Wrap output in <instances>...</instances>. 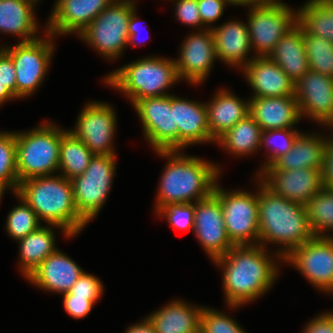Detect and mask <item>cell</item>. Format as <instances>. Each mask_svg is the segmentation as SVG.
<instances>
[{"label":"cell","instance_id":"obj_49","mask_svg":"<svg viewBox=\"0 0 333 333\" xmlns=\"http://www.w3.org/2000/svg\"><path fill=\"white\" fill-rule=\"evenodd\" d=\"M125 333H157L149 319L146 317L145 320L140 323L131 325L127 328Z\"/></svg>","mask_w":333,"mask_h":333},{"label":"cell","instance_id":"obj_27","mask_svg":"<svg viewBox=\"0 0 333 333\" xmlns=\"http://www.w3.org/2000/svg\"><path fill=\"white\" fill-rule=\"evenodd\" d=\"M211 137L216 141L249 114V100L242 101L227 89H221L205 103Z\"/></svg>","mask_w":333,"mask_h":333},{"label":"cell","instance_id":"obj_12","mask_svg":"<svg viewBox=\"0 0 333 333\" xmlns=\"http://www.w3.org/2000/svg\"><path fill=\"white\" fill-rule=\"evenodd\" d=\"M296 268L314 287L333 294V237H317L293 249L282 262Z\"/></svg>","mask_w":333,"mask_h":333},{"label":"cell","instance_id":"obj_24","mask_svg":"<svg viewBox=\"0 0 333 333\" xmlns=\"http://www.w3.org/2000/svg\"><path fill=\"white\" fill-rule=\"evenodd\" d=\"M214 42L216 59L222 60L229 66L242 69L252 59L248 58L252 46L248 25L243 21H228L220 26L211 28Z\"/></svg>","mask_w":333,"mask_h":333},{"label":"cell","instance_id":"obj_37","mask_svg":"<svg viewBox=\"0 0 333 333\" xmlns=\"http://www.w3.org/2000/svg\"><path fill=\"white\" fill-rule=\"evenodd\" d=\"M0 181L16 193L19 186L16 169V132L0 131Z\"/></svg>","mask_w":333,"mask_h":333},{"label":"cell","instance_id":"obj_32","mask_svg":"<svg viewBox=\"0 0 333 333\" xmlns=\"http://www.w3.org/2000/svg\"><path fill=\"white\" fill-rule=\"evenodd\" d=\"M297 23L308 35L333 43V0H308L297 10Z\"/></svg>","mask_w":333,"mask_h":333},{"label":"cell","instance_id":"obj_38","mask_svg":"<svg viewBox=\"0 0 333 333\" xmlns=\"http://www.w3.org/2000/svg\"><path fill=\"white\" fill-rule=\"evenodd\" d=\"M300 132L292 128L262 131L261 148L270 149L267 161L259 169L257 175L266 167H269L278 157L286 154L293 145L295 138Z\"/></svg>","mask_w":333,"mask_h":333},{"label":"cell","instance_id":"obj_15","mask_svg":"<svg viewBox=\"0 0 333 333\" xmlns=\"http://www.w3.org/2000/svg\"><path fill=\"white\" fill-rule=\"evenodd\" d=\"M295 98L301 118L308 116L333 129L332 77L309 70L295 83Z\"/></svg>","mask_w":333,"mask_h":333},{"label":"cell","instance_id":"obj_16","mask_svg":"<svg viewBox=\"0 0 333 333\" xmlns=\"http://www.w3.org/2000/svg\"><path fill=\"white\" fill-rule=\"evenodd\" d=\"M193 232L212 261L234 246L226 233L220 200L214 194L195 202Z\"/></svg>","mask_w":333,"mask_h":333},{"label":"cell","instance_id":"obj_23","mask_svg":"<svg viewBox=\"0 0 333 333\" xmlns=\"http://www.w3.org/2000/svg\"><path fill=\"white\" fill-rule=\"evenodd\" d=\"M249 108L262 131L293 128L302 119L295 95L251 97Z\"/></svg>","mask_w":333,"mask_h":333},{"label":"cell","instance_id":"obj_19","mask_svg":"<svg viewBox=\"0 0 333 333\" xmlns=\"http://www.w3.org/2000/svg\"><path fill=\"white\" fill-rule=\"evenodd\" d=\"M115 0H56L45 32L55 37L79 35L106 7Z\"/></svg>","mask_w":333,"mask_h":333},{"label":"cell","instance_id":"obj_10","mask_svg":"<svg viewBox=\"0 0 333 333\" xmlns=\"http://www.w3.org/2000/svg\"><path fill=\"white\" fill-rule=\"evenodd\" d=\"M46 38L31 42H19L2 47L10 56L16 73V99L26 98L36 91L44 81L50 65L54 36L46 32Z\"/></svg>","mask_w":333,"mask_h":333},{"label":"cell","instance_id":"obj_35","mask_svg":"<svg viewBox=\"0 0 333 333\" xmlns=\"http://www.w3.org/2000/svg\"><path fill=\"white\" fill-rule=\"evenodd\" d=\"M303 39L310 70L333 78V43L304 30Z\"/></svg>","mask_w":333,"mask_h":333},{"label":"cell","instance_id":"obj_51","mask_svg":"<svg viewBox=\"0 0 333 333\" xmlns=\"http://www.w3.org/2000/svg\"><path fill=\"white\" fill-rule=\"evenodd\" d=\"M15 98L16 96L0 80V105L2 106L9 99Z\"/></svg>","mask_w":333,"mask_h":333},{"label":"cell","instance_id":"obj_22","mask_svg":"<svg viewBox=\"0 0 333 333\" xmlns=\"http://www.w3.org/2000/svg\"><path fill=\"white\" fill-rule=\"evenodd\" d=\"M83 273L76 262L56 249L27 280L42 290L64 294L70 291Z\"/></svg>","mask_w":333,"mask_h":333},{"label":"cell","instance_id":"obj_31","mask_svg":"<svg viewBox=\"0 0 333 333\" xmlns=\"http://www.w3.org/2000/svg\"><path fill=\"white\" fill-rule=\"evenodd\" d=\"M262 129L248 114L230 130L221 135L215 143L235 156H248L261 148Z\"/></svg>","mask_w":333,"mask_h":333},{"label":"cell","instance_id":"obj_30","mask_svg":"<svg viewBox=\"0 0 333 333\" xmlns=\"http://www.w3.org/2000/svg\"><path fill=\"white\" fill-rule=\"evenodd\" d=\"M48 226H40L35 231L29 233L26 237L18 240L19 242V259L20 271L25 278L31 275L35 269L50 255L57 247L55 246V234L53 227L61 229L63 235L68 238L70 236L62 227L47 224ZM49 226H52L51 228Z\"/></svg>","mask_w":333,"mask_h":333},{"label":"cell","instance_id":"obj_34","mask_svg":"<svg viewBox=\"0 0 333 333\" xmlns=\"http://www.w3.org/2000/svg\"><path fill=\"white\" fill-rule=\"evenodd\" d=\"M305 206L313 234L333 237L326 234L333 230V190L323 187Z\"/></svg>","mask_w":333,"mask_h":333},{"label":"cell","instance_id":"obj_7","mask_svg":"<svg viewBox=\"0 0 333 333\" xmlns=\"http://www.w3.org/2000/svg\"><path fill=\"white\" fill-rule=\"evenodd\" d=\"M133 0H115L79 33V38L102 57L117 59L128 45V21L136 9Z\"/></svg>","mask_w":333,"mask_h":333},{"label":"cell","instance_id":"obj_20","mask_svg":"<svg viewBox=\"0 0 333 333\" xmlns=\"http://www.w3.org/2000/svg\"><path fill=\"white\" fill-rule=\"evenodd\" d=\"M242 72L254 91L252 97L295 95V83L268 56H252V60L242 68Z\"/></svg>","mask_w":333,"mask_h":333},{"label":"cell","instance_id":"obj_43","mask_svg":"<svg viewBox=\"0 0 333 333\" xmlns=\"http://www.w3.org/2000/svg\"><path fill=\"white\" fill-rule=\"evenodd\" d=\"M197 2L202 24L206 25V29L212 28L213 22L221 18L225 6L230 4L227 0H197Z\"/></svg>","mask_w":333,"mask_h":333},{"label":"cell","instance_id":"obj_21","mask_svg":"<svg viewBox=\"0 0 333 333\" xmlns=\"http://www.w3.org/2000/svg\"><path fill=\"white\" fill-rule=\"evenodd\" d=\"M175 124L178 126V150L198 143L216 142L210 135L206 104L171 95Z\"/></svg>","mask_w":333,"mask_h":333},{"label":"cell","instance_id":"obj_3","mask_svg":"<svg viewBox=\"0 0 333 333\" xmlns=\"http://www.w3.org/2000/svg\"><path fill=\"white\" fill-rule=\"evenodd\" d=\"M180 151H156L168 158L157 190L156 212L169 205L195 203L214 193L220 176L219 166Z\"/></svg>","mask_w":333,"mask_h":333},{"label":"cell","instance_id":"obj_39","mask_svg":"<svg viewBox=\"0 0 333 333\" xmlns=\"http://www.w3.org/2000/svg\"><path fill=\"white\" fill-rule=\"evenodd\" d=\"M202 333H246L240 325L226 313L213 308L202 307L200 318Z\"/></svg>","mask_w":333,"mask_h":333},{"label":"cell","instance_id":"obj_4","mask_svg":"<svg viewBox=\"0 0 333 333\" xmlns=\"http://www.w3.org/2000/svg\"><path fill=\"white\" fill-rule=\"evenodd\" d=\"M16 193L36 212L39 220L62 227L70 236L87 222L79 215L71 180L62 175L40 176L19 183Z\"/></svg>","mask_w":333,"mask_h":333},{"label":"cell","instance_id":"obj_44","mask_svg":"<svg viewBox=\"0 0 333 333\" xmlns=\"http://www.w3.org/2000/svg\"><path fill=\"white\" fill-rule=\"evenodd\" d=\"M96 301L97 300L74 297V295H63V307L70 317L74 319H82L86 317L92 310Z\"/></svg>","mask_w":333,"mask_h":333},{"label":"cell","instance_id":"obj_5","mask_svg":"<svg viewBox=\"0 0 333 333\" xmlns=\"http://www.w3.org/2000/svg\"><path fill=\"white\" fill-rule=\"evenodd\" d=\"M104 83L120 90L132 105L148 97L169 95L166 90L179 80L173 59L147 57L118 68Z\"/></svg>","mask_w":333,"mask_h":333},{"label":"cell","instance_id":"obj_29","mask_svg":"<svg viewBox=\"0 0 333 333\" xmlns=\"http://www.w3.org/2000/svg\"><path fill=\"white\" fill-rule=\"evenodd\" d=\"M268 57L296 83L310 70L304 48L302 27L297 23L282 36Z\"/></svg>","mask_w":333,"mask_h":333},{"label":"cell","instance_id":"obj_42","mask_svg":"<svg viewBox=\"0 0 333 333\" xmlns=\"http://www.w3.org/2000/svg\"><path fill=\"white\" fill-rule=\"evenodd\" d=\"M175 5V15L180 22L198 28L201 26L200 30H204L197 0H177Z\"/></svg>","mask_w":333,"mask_h":333},{"label":"cell","instance_id":"obj_2","mask_svg":"<svg viewBox=\"0 0 333 333\" xmlns=\"http://www.w3.org/2000/svg\"><path fill=\"white\" fill-rule=\"evenodd\" d=\"M259 241L279 244L281 250L274 252V258L283 260L293 249L313 239L305 205L289 201L273 193L258 181ZM281 244V245H280Z\"/></svg>","mask_w":333,"mask_h":333},{"label":"cell","instance_id":"obj_9","mask_svg":"<svg viewBox=\"0 0 333 333\" xmlns=\"http://www.w3.org/2000/svg\"><path fill=\"white\" fill-rule=\"evenodd\" d=\"M213 194L220 200L226 233L231 243L234 246L258 244V192H228L217 183Z\"/></svg>","mask_w":333,"mask_h":333},{"label":"cell","instance_id":"obj_17","mask_svg":"<svg viewBox=\"0 0 333 333\" xmlns=\"http://www.w3.org/2000/svg\"><path fill=\"white\" fill-rule=\"evenodd\" d=\"M257 177L273 193L302 205L324 187L322 170L317 169L262 170Z\"/></svg>","mask_w":333,"mask_h":333},{"label":"cell","instance_id":"obj_36","mask_svg":"<svg viewBox=\"0 0 333 333\" xmlns=\"http://www.w3.org/2000/svg\"><path fill=\"white\" fill-rule=\"evenodd\" d=\"M15 194L21 203L9 212L5 227L9 236L18 241L38 229L42 224L36 212L22 197Z\"/></svg>","mask_w":333,"mask_h":333},{"label":"cell","instance_id":"obj_41","mask_svg":"<svg viewBox=\"0 0 333 333\" xmlns=\"http://www.w3.org/2000/svg\"><path fill=\"white\" fill-rule=\"evenodd\" d=\"M103 290V284L100 279L84 271L70 291L63 295H74V297L86 298L87 300H99Z\"/></svg>","mask_w":333,"mask_h":333},{"label":"cell","instance_id":"obj_13","mask_svg":"<svg viewBox=\"0 0 333 333\" xmlns=\"http://www.w3.org/2000/svg\"><path fill=\"white\" fill-rule=\"evenodd\" d=\"M133 106L142 122L143 134L155 151L178 150V126L171 109V94L144 98Z\"/></svg>","mask_w":333,"mask_h":333},{"label":"cell","instance_id":"obj_50","mask_svg":"<svg viewBox=\"0 0 333 333\" xmlns=\"http://www.w3.org/2000/svg\"><path fill=\"white\" fill-rule=\"evenodd\" d=\"M231 5H240V6H260L265 5L270 2H273L274 0H227Z\"/></svg>","mask_w":333,"mask_h":333},{"label":"cell","instance_id":"obj_52","mask_svg":"<svg viewBox=\"0 0 333 333\" xmlns=\"http://www.w3.org/2000/svg\"><path fill=\"white\" fill-rule=\"evenodd\" d=\"M6 189H9V188L3 182L0 181V202H1L2 195L4 194V191H6Z\"/></svg>","mask_w":333,"mask_h":333},{"label":"cell","instance_id":"obj_45","mask_svg":"<svg viewBox=\"0 0 333 333\" xmlns=\"http://www.w3.org/2000/svg\"><path fill=\"white\" fill-rule=\"evenodd\" d=\"M0 80L16 96V73L11 56L0 48Z\"/></svg>","mask_w":333,"mask_h":333},{"label":"cell","instance_id":"obj_48","mask_svg":"<svg viewBox=\"0 0 333 333\" xmlns=\"http://www.w3.org/2000/svg\"><path fill=\"white\" fill-rule=\"evenodd\" d=\"M139 18L136 16V9L131 13V16L128 21V33H129V40L128 45L132 44L133 46H137L138 43L135 40H139L137 37L140 33V24ZM138 38V39H137ZM137 43V44H136Z\"/></svg>","mask_w":333,"mask_h":333},{"label":"cell","instance_id":"obj_6","mask_svg":"<svg viewBox=\"0 0 333 333\" xmlns=\"http://www.w3.org/2000/svg\"><path fill=\"white\" fill-rule=\"evenodd\" d=\"M66 130L53 123L16 132V169L19 183L59 171L61 136Z\"/></svg>","mask_w":333,"mask_h":333},{"label":"cell","instance_id":"obj_47","mask_svg":"<svg viewBox=\"0 0 333 333\" xmlns=\"http://www.w3.org/2000/svg\"><path fill=\"white\" fill-rule=\"evenodd\" d=\"M333 131V130H331ZM333 133V132H332ZM330 134V138L327 136V146L324 154V163L322 169L323 186L330 190H333V134Z\"/></svg>","mask_w":333,"mask_h":333},{"label":"cell","instance_id":"obj_14","mask_svg":"<svg viewBox=\"0 0 333 333\" xmlns=\"http://www.w3.org/2000/svg\"><path fill=\"white\" fill-rule=\"evenodd\" d=\"M104 102H90L83 107L76 127L69 129L94 155H115L113 148L116 113Z\"/></svg>","mask_w":333,"mask_h":333},{"label":"cell","instance_id":"obj_46","mask_svg":"<svg viewBox=\"0 0 333 333\" xmlns=\"http://www.w3.org/2000/svg\"><path fill=\"white\" fill-rule=\"evenodd\" d=\"M302 333H333V312H325L312 318Z\"/></svg>","mask_w":333,"mask_h":333},{"label":"cell","instance_id":"obj_8","mask_svg":"<svg viewBox=\"0 0 333 333\" xmlns=\"http://www.w3.org/2000/svg\"><path fill=\"white\" fill-rule=\"evenodd\" d=\"M115 159L116 155H94L85 172L71 180L75 207L87 223L99 214L107 200L116 175Z\"/></svg>","mask_w":333,"mask_h":333},{"label":"cell","instance_id":"obj_33","mask_svg":"<svg viewBox=\"0 0 333 333\" xmlns=\"http://www.w3.org/2000/svg\"><path fill=\"white\" fill-rule=\"evenodd\" d=\"M93 156L94 154L79 138L66 130L61 136L59 174L69 180L82 175Z\"/></svg>","mask_w":333,"mask_h":333},{"label":"cell","instance_id":"obj_25","mask_svg":"<svg viewBox=\"0 0 333 333\" xmlns=\"http://www.w3.org/2000/svg\"><path fill=\"white\" fill-rule=\"evenodd\" d=\"M318 134L300 133L295 138L292 148L278 157L263 170L323 169L327 138Z\"/></svg>","mask_w":333,"mask_h":333},{"label":"cell","instance_id":"obj_18","mask_svg":"<svg viewBox=\"0 0 333 333\" xmlns=\"http://www.w3.org/2000/svg\"><path fill=\"white\" fill-rule=\"evenodd\" d=\"M181 46L179 58L174 59L179 80L201 84L217 58L212 30L204 28L188 35Z\"/></svg>","mask_w":333,"mask_h":333},{"label":"cell","instance_id":"obj_40","mask_svg":"<svg viewBox=\"0 0 333 333\" xmlns=\"http://www.w3.org/2000/svg\"><path fill=\"white\" fill-rule=\"evenodd\" d=\"M195 203H181L160 208L156 214L165 217L178 230H193Z\"/></svg>","mask_w":333,"mask_h":333},{"label":"cell","instance_id":"obj_1","mask_svg":"<svg viewBox=\"0 0 333 333\" xmlns=\"http://www.w3.org/2000/svg\"><path fill=\"white\" fill-rule=\"evenodd\" d=\"M261 244L235 245L213 261L223 268V290L228 307L238 308L266 293L277 280L278 266Z\"/></svg>","mask_w":333,"mask_h":333},{"label":"cell","instance_id":"obj_28","mask_svg":"<svg viewBox=\"0 0 333 333\" xmlns=\"http://www.w3.org/2000/svg\"><path fill=\"white\" fill-rule=\"evenodd\" d=\"M37 3L39 0H0V32L19 36V42L38 39L39 26L34 18Z\"/></svg>","mask_w":333,"mask_h":333},{"label":"cell","instance_id":"obj_26","mask_svg":"<svg viewBox=\"0 0 333 333\" xmlns=\"http://www.w3.org/2000/svg\"><path fill=\"white\" fill-rule=\"evenodd\" d=\"M202 306L189 305L183 300H172L147 318L157 333H198Z\"/></svg>","mask_w":333,"mask_h":333},{"label":"cell","instance_id":"obj_11","mask_svg":"<svg viewBox=\"0 0 333 333\" xmlns=\"http://www.w3.org/2000/svg\"><path fill=\"white\" fill-rule=\"evenodd\" d=\"M296 24L297 10L281 1L249 7L247 25L255 57L269 56L281 37Z\"/></svg>","mask_w":333,"mask_h":333}]
</instances>
